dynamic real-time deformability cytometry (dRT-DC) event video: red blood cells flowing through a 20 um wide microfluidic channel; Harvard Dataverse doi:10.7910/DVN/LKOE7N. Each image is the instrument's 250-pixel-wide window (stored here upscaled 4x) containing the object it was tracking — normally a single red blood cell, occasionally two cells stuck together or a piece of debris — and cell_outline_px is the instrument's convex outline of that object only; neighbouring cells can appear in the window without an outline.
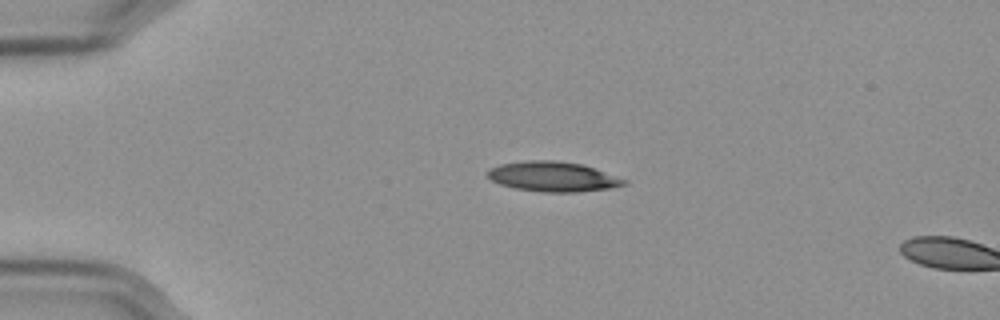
{"species": "Egyptian fruit bat (a non-hibernating species)", "species_latin": "Rousettus aegyptiacus", "temperature_condition": "cold", "stored_images_in_passage": 3, "camera_frame_rate_fps": 3000, "um_per_image_px": 0.085, "frame": {"image": 1, "passage_image": 1, "time_ms": 0.0, "image_size_px": [1000, 320], "cell_outline_px": [[628, 184], [612, 188], [576, 192], [540, 192], [516, 188], [500, 184], [492, 180], [488, 176], [488, 168], [500, 164], [528, 160], [552, 160], [580, 164], [628, 180]], "centroid_in_image_um": [47.0, 15.02], "position_along_channel_um": 38.0, "area_um2": 23.64}}